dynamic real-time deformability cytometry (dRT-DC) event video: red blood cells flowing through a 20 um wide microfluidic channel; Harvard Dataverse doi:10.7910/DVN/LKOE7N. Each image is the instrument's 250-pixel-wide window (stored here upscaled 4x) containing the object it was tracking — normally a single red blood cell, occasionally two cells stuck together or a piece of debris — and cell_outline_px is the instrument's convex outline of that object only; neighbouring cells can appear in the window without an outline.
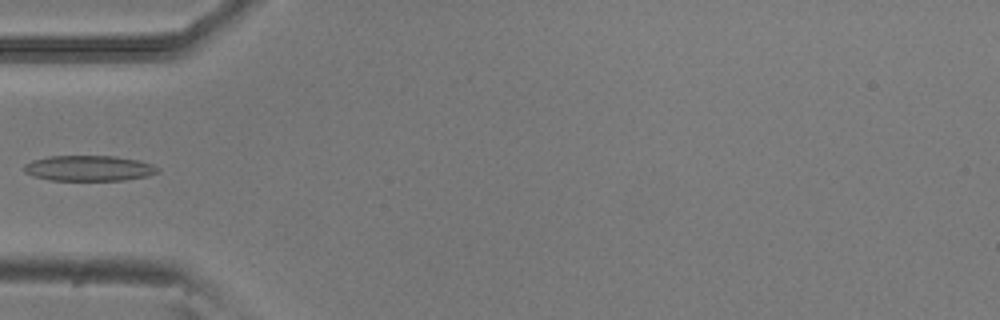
{"species": "common noctule bat (a hibernating species)", "species_latin": "Nyctalus noctula", "temperature_condition": "room temperature", "stored_images_in_passage": 5, "camera_frame_rate_fps": 3000, "um_per_image_px": 0.085, "animal": {"sex": "male", "body_mass_g": 20.5, "forearm_length_mm": 52.5}, "frame": {"image": 1, "passage_image": 5, "time_ms": 1.333, "image_size_px": [1000, 320], "cell_outline_px": [[160, 172], [148, 176], [124, 180], [52, 180], [32, 176], [24, 172], [24, 164], [32, 160], [48, 156], [112, 156], [140, 160], [152, 164], [160, 168]], "centroid_in_image_um": [7.57, 14.3], "position_along_channel_um": 77.4, "area_um2": 20.0}}